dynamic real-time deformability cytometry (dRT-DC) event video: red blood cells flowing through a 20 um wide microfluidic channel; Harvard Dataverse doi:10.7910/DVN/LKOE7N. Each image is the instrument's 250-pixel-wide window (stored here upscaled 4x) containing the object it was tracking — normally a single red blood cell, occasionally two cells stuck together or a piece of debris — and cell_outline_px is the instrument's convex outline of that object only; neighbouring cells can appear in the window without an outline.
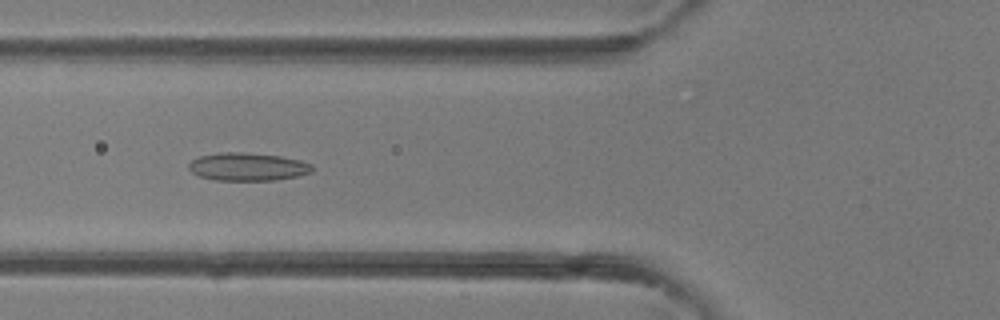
{"species": "common noctule bat (a hibernating species)", "species_latin": "Nyctalus noctula", "temperature_condition": "room temperature", "stored_images_in_passage": 42, "camera_frame_rate_fps": 3000, "um_per_image_px": 0.085, "animal": {"sex": "female"}, "frame": {"image": 1, "passage_image": 16, "time_ms": 5.0, "image_size_px": [1000, 320], "cell_outline_px": [[312, 172], [296, 176], [276, 180], [216, 180], [200, 176], [192, 172], [188, 168], [188, 164], [192, 160], [200, 156], [220, 152], [244, 152], [280, 156], [300, 160], [312, 164]], "centroid_in_image_um": [21.05, 14.17], "position_along_channel_um": 104.8, "area_um2": 20.06}}
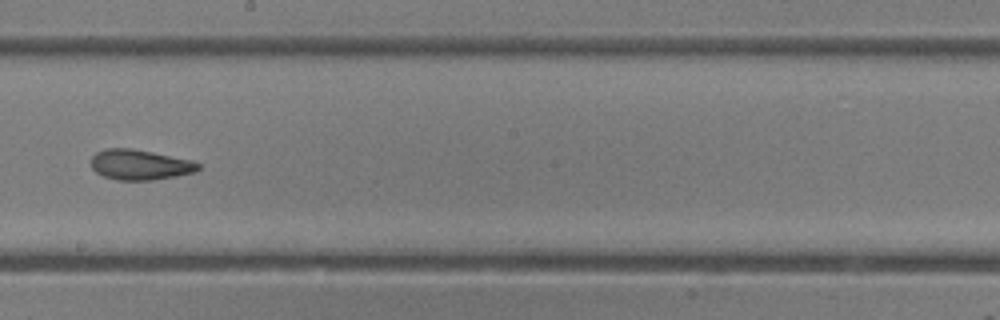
{"frame": {"image": 2, "passage_image": 24, "time_ms": 7.667, "image_size_px": [1000, 320], "cell_outline_px": [[200, 168], [196, 172], [176, 176], [152, 180], [116, 180], [104, 176], [96, 172], [92, 168], [92, 156], [96, 152], [104, 148], [132, 148], [192, 160], [200, 164]], "centroid_in_image_um": [11.9, 14.0], "position_along_channel_um": 236.3, "area_um2": 18.96}}
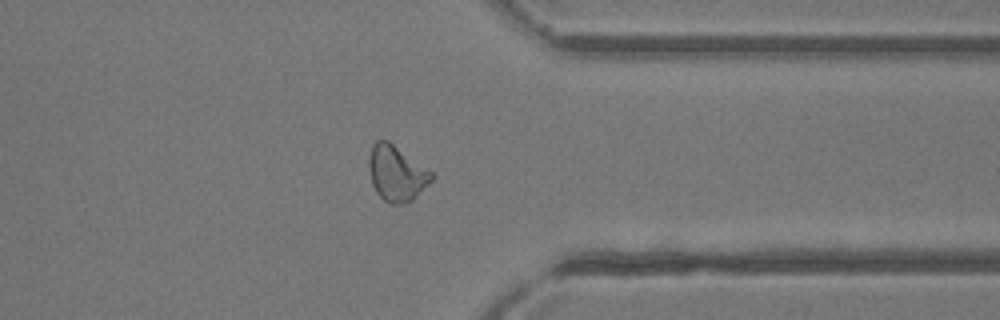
{"frame": {"image": 3, "passage_image": 33, "time_ms": 10.667, "image_size_px": [1000, 320], "cell_outline_px": [[436, 176], [412, 200], [404, 204], [388, 204], [376, 192], [372, 184], [368, 168], [368, 160], [372, 144], [376, 140], [388, 140], [432, 172]], "centroid_in_image_um": [33.68, 14.74], "position_along_channel_um": 377.7, "area_um2": 20.29}}